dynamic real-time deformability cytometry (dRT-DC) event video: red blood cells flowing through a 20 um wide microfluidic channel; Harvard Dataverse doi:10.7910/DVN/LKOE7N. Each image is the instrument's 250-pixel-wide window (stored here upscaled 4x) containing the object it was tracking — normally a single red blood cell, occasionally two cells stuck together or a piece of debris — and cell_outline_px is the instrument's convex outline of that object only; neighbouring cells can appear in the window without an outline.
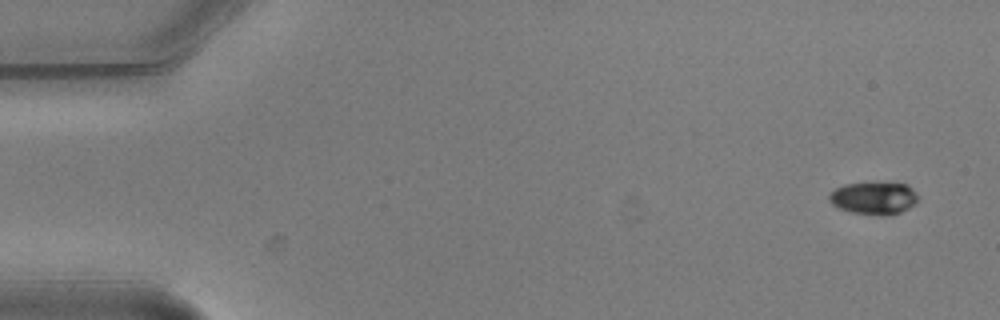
{"species": "common noctule bat (a hibernating species)", "species_latin": "Nyctalus noctula", "temperature_condition": "warm", "stored_images_in_passage": 2, "segment_of_instrument_passage": [2, 2], "camera_frame_rate_fps": 3000, "um_per_image_px": 0.085, "animal": {"sex": "male", "body_mass_g": 20.5, "forearm_length_mm": 52.5}, "frame": {"image": 1, "passage_image": 2, "time_ms": 0.333, "image_size_px": [1000, 320], "cell_outline_px": [[920, 200], [916, 204], [900, 212], [888, 216], [880, 216], [852, 212], [840, 208], [832, 204], [828, 200], [828, 196], [836, 188], [844, 184], [876, 180], [908, 184], [916, 192]], "centroid_in_image_um": [74.32, 16.8], "position_along_channel_um": 10.7, "area_um2": 17.63}}